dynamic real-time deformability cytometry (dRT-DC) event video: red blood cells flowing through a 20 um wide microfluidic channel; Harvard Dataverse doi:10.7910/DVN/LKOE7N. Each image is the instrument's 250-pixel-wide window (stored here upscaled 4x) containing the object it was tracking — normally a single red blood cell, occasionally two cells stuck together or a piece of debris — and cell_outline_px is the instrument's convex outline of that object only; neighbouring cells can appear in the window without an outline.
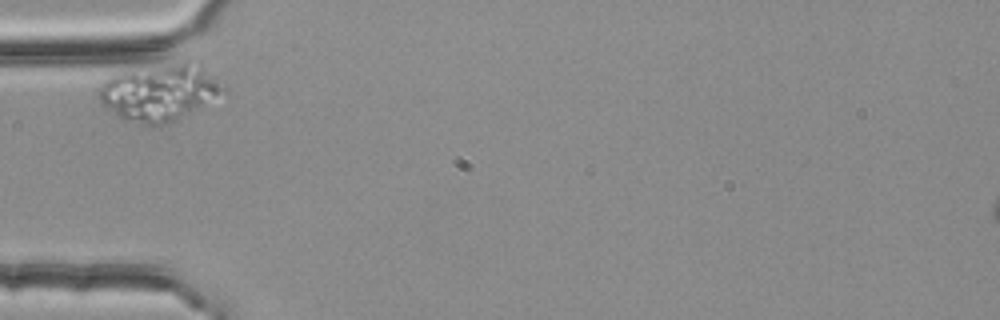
{"species": "common noctule bat (a hibernating species)", "species_latin": "Nyctalus noctula", "temperature_condition": "room temperature", "stored_images_in_passage": 1, "camera_frame_rate_fps": 3000, "um_per_image_px": 0.085, "animal": {"sex": "female", "body_mass_g": 25.1}, "frame": {"image": 1, "passage_image": 1, "time_ms": 0.0, "image_size_px": [1000, 320], "cell_outline_px": [[228, 96], [168, 124], [144, 124], [124, 120], [104, 104], [100, 100], [100, 88], [104, 80], [108, 76], [116, 72], [180, 64], [200, 64], [216, 76], [228, 88]], "centroid_in_image_um": [13.71, 7.89], "position_along_channel_um": 71.3, "area_um2": 41.1}}